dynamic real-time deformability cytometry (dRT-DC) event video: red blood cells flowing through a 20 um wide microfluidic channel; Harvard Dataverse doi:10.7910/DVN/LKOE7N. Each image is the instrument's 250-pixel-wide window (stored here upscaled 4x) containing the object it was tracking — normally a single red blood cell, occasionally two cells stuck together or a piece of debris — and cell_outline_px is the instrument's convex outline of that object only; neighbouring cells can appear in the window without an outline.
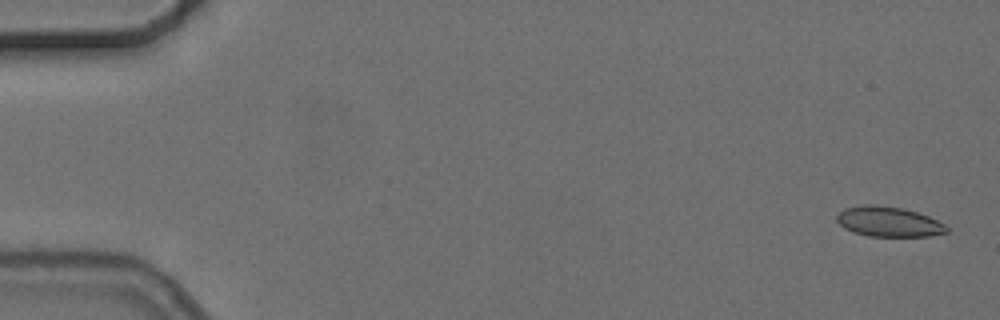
{"species": "common noctule bat (a hibernating species)", "species_latin": "Nyctalus noctula", "temperature_condition": "cold", "stored_images_in_passage": 5, "camera_frame_rate_fps": 3000, "um_per_image_px": 0.085, "animal": {"sex": "female", "body_mass_g": 24.6, "forearm_length_mm": 56.2}, "frame": {"image": 1, "passage_image": 1, "time_ms": 0.0, "image_size_px": [1000, 320], "cell_outline_px": [[948, 232], [928, 236], [868, 236], [844, 228], [836, 220], [836, 216], [844, 208], [868, 204], [876, 204], [904, 208], [928, 216], [944, 224], [948, 228]], "centroid_in_image_um": [75.53, 18.83], "position_along_channel_um": 9.5, "area_um2": 19.13}}
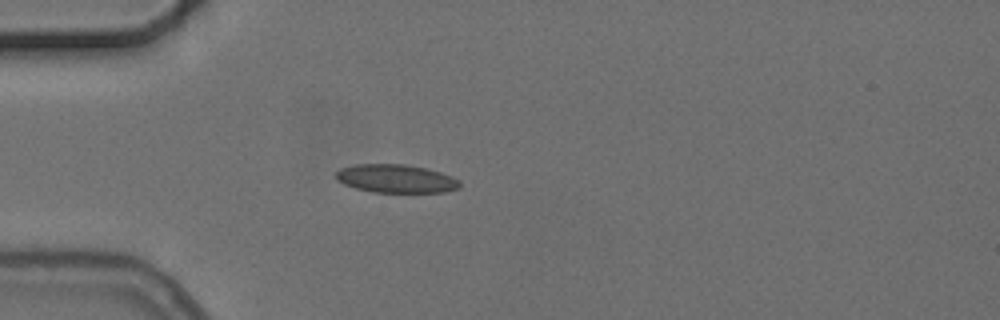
{"frame": {"image": 2, "passage_image": 5, "time_ms": 4.667, "image_size_px": [1000, 320], "cell_outline_px": [[460, 188], [444, 192], [372, 192], [356, 188], [344, 184], [336, 180], [336, 172], [340, 168], [356, 164], [404, 164], [424, 168], [440, 172], [452, 176], [460, 180]], "centroid_in_image_um": [33.66, 15.18], "position_along_channel_um": 51.3, "area_um2": 20.46}}